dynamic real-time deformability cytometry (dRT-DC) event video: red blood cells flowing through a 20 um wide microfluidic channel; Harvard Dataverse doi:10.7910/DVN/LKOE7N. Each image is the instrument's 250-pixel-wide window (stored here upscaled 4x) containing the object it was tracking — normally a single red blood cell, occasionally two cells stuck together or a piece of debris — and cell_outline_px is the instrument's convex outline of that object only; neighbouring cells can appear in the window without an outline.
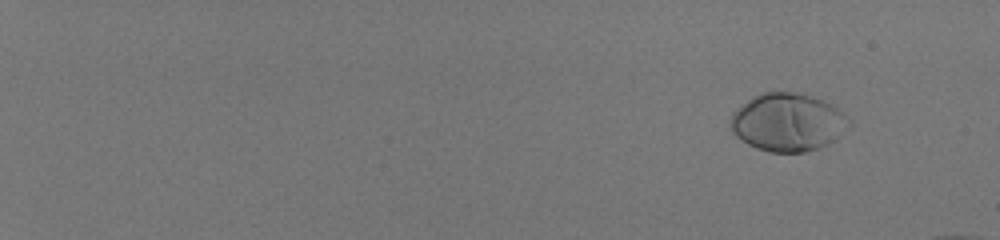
{"species": "human", "species_latin": "Homo sapiens", "temperature_condition": "room temperature", "stored_images_in_passage": 53, "camera_frame_rate_fps": 3000, "um_per_image_px": 0.085, "donor": {"sex": "male"}, "frame": {"image": 1, "passage_image": 1, "time_ms": 0.0, "image_size_px": [1000, 240], "cell_outline_px": [[852, 124], [836, 140], [828, 144], [804, 152], [772, 152], [756, 148], [740, 140], [732, 132], [732, 116], [736, 108], [752, 96], [764, 92], [796, 92], [812, 96], [844, 112], [852, 120]], "centroid_in_image_um": [66.98, 10.39], "position_along_channel_um": 18.0, "area_um2": 40.06}}
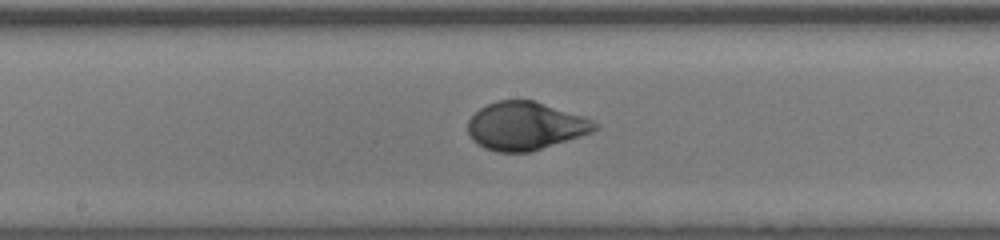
{"frame": {"image": 2, "passage_image": 32, "time_ms": 10.333, "image_size_px": [1000, 240], "cell_outline_px": [[600, 124], [592, 132], [580, 136], [528, 152], [496, 152], [484, 148], [472, 140], [468, 132], [468, 120], [480, 108], [496, 100], [532, 100], [584, 116]], "centroid_in_image_um": [44.63, 10.7], "position_along_channel_um": 203.6, "area_um2": 35.32}}
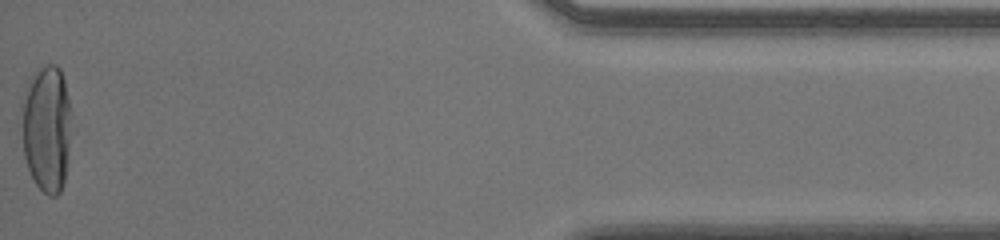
{"frame": {"image": 3, "passage_image": 53, "time_ms": 17.333, "image_size_px": [1000, 240], "cell_outline_px": [[68, 148], [64, 180], [60, 192], [56, 196], [48, 196], [36, 184], [28, 168], [24, 156], [20, 104], [28, 80], [32, 72], [48, 64], [56, 64], [60, 68], [64, 80], [68, 100]], "centroid_in_image_um": [3.9, 10.87], "position_along_channel_um": 431.3, "area_um2": 36.41}, "authors_computed_cell_mechanics": {"area_um2": 36.2406, "velocity_mm_per_s": 4.0212, "shape_relaxation_time_tau1_ms": 3.291, "shape_relaxation_time_tau2_ms": null, "deformation_change_tau1": 0.2174, "deformation_change_tau2": null}}